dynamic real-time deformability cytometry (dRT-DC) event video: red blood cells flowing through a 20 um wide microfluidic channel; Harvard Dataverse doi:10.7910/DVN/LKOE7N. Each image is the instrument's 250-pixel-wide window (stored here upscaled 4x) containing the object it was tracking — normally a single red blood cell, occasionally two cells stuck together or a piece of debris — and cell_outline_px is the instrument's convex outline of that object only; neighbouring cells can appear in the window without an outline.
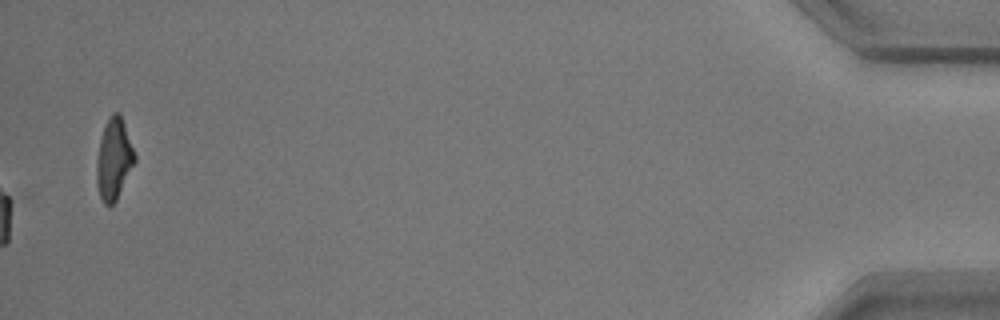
{"species": "common noctule bat (a hibernating species)", "species_latin": "Nyctalus noctula", "temperature_condition": "warm", "stored_images_in_passage": 51, "camera_frame_rate_fps": 3000, "um_per_image_px": 0.085, "animal": {"sex": "male", "body_mass_g": 17.9}, "frame": {"image": 1, "passage_image": 51, "time_ms": 16.667, "image_size_px": [1000, 320], "cell_outline_px": [[136, 160], [116, 200], [112, 204], [104, 204], [100, 196], [96, 184], [96, 164], [100, 140], [104, 124], [108, 116], [112, 112], [120, 112], [136, 156]], "centroid_in_image_um": [9.67, 13.48], "position_along_channel_um": 425.5, "area_um2": 17.98}, "authors_computed_cell_mechanics": {"area_um2": 18.4382, "velocity_mm_per_s": 3.5178, "shape_relaxation_time_tau1_ms": 3.1758, "shape_relaxation_time_tau2_ms": 2.1285, "deformation_change_tau1": 0.1437, "deformation_change_tau2": 0.0809}}